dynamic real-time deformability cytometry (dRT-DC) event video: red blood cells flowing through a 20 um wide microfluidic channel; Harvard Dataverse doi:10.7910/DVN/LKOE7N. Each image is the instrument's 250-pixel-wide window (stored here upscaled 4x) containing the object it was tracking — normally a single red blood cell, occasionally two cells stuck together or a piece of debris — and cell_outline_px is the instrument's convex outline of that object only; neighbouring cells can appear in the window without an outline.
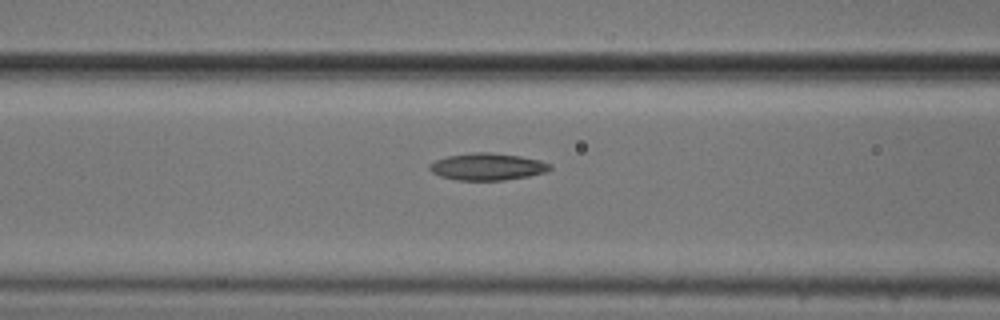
{"species": "common noctule bat (a hibernating species)", "species_latin": "Nyctalus noctula", "temperature_condition": "cold", "stored_images_in_passage": 13, "camera_frame_rate_fps": 3000, "um_per_image_px": 0.085, "animal": {"sex": "male", "body_mass_g": 20.5, "forearm_length_mm": 52.5}, "frame": {"image": 1, "passage_image": 11, "time_ms": 3.333, "image_size_px": [1000, 320], "cell_outline_px": [[552, 168], [544, 172], [528, 176], [504, 180], [456, 180], [440, 176], [432, 172], [428, 168], [428, 164], [436, 160], [448, 156], [472, 152], [492, 152], [520, 156], [540, 160], [552, 164]], "centroid_in_image_um": [41.42, 14.16], "position_along_channel_um": 125.2, "area_um2": 19.02}}